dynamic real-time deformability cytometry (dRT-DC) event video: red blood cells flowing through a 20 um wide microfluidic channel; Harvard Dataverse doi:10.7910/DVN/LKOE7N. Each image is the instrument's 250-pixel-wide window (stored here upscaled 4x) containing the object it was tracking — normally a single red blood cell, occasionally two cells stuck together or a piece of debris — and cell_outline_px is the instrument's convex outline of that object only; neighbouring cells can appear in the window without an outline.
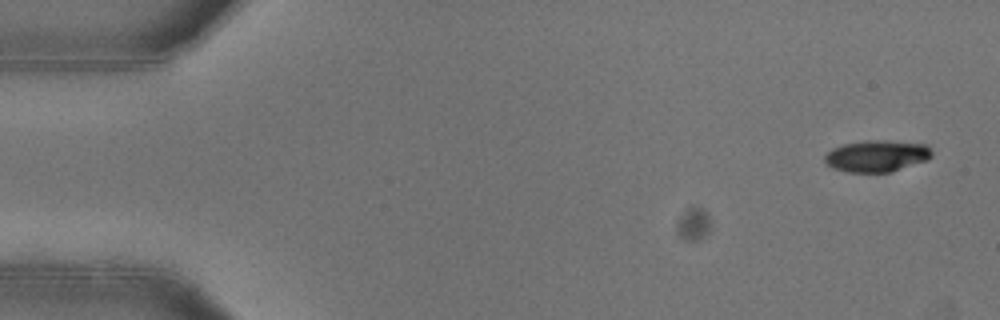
{"species": "common noctule bat (a hibernating species)", "species_latin": "Nyctalus noctula", "temperature_condition": "warm", "stored_images_in_passage": 53, "camera_frame_rate_fps": 3000, "um_per_image_px": 0.085, "animal": {"sex": "female"}, "frame": {"image": 1, "passage_image": 3, "time_ms": 0.667, "image_size_px": [1000, 320], "cell_outline_px": [[932, 156], [928, 160], [892, 172], [848, 172], [832, 168], [824, 160], [824, 156], [832, 148], [844, 144], [864, 140], [884, 140], [928, 144], [932, 152]], "centroid_in_image_um": [74.55, 13.25], "position_along_channel_um": 10.4, "area_um2": 19.94}}
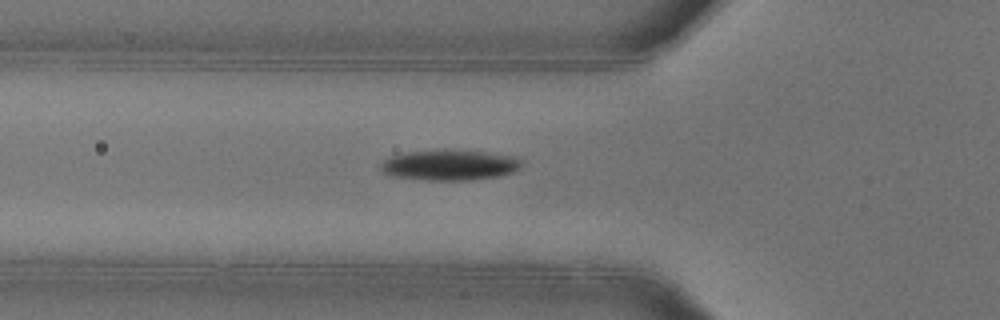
{"frame": {"image": 2, "passage_image": 19, "time_ms": 6.0, "image_size_px": [1000, 320], "cell_outline_px": [[520, 168], [512, 172], [496, 176], [472, 180], [428, 180], [392, 176], [384, 172], [380, 168], [380, 164], [384, 160], [392, 156], [408, 152], [444, 148], [456, 148], [488, 152], [516, 156], [520, 160]], "centroid_in_image_um": [38.23, 14.0], "position_along_channel_um": 87.6, "area_um2": 25.43}}
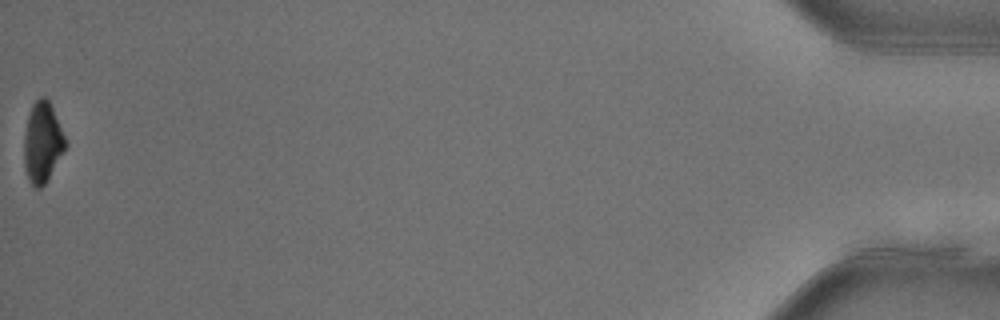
{"frame": {"image": 3, "passage_image": 53, "time_ms": 17.333, "image_size_px": [1000, 320], "cell_outline_px": [[68, 144], [48, 180], [40, 188], [36, 188], [32, 184], [24, 168], [24, 132], [28, 112], [32, 104], [40, 96], [44, 96], [48, 100], [52, 108]], "centroid_in_image_um": [3.6, 12.09], "position_along_channel_um": 431.6, "area_um2": 19.42}, "authors_computed_cell_mechanics": {"area_um2": 22.1374, "velocity_mm_per_s": 3.9648, "shape_relaxation_time_tau1_ms": 2.9137, "shape_relaxation_time_tau2_ms": null, "deformation_change_tau1": 0.1335, "deformation_change_tau2": null}}